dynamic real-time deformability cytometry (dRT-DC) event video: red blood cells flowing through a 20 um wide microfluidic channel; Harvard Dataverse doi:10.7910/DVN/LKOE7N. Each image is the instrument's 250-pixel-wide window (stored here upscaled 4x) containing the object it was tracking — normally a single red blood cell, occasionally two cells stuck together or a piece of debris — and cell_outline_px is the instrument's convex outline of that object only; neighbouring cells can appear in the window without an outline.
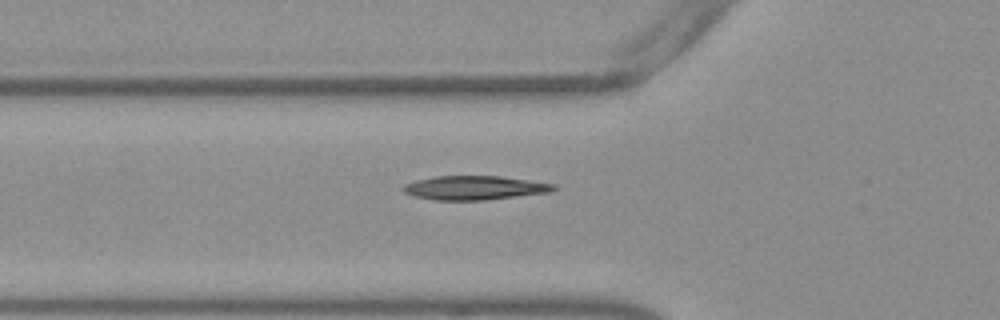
{"species": "Egyptian fruit bat (a non-hibernating species)", "species_latin": "Rousettus aegyptiacus", "temperature_condition": "warm", "stored_images_in_passage": 54, "camera_frame_rate_fps": 3000, "um_per_image_px": 0.085, "frame": {"image": 1, "passage_image": 19, "time_ms": 6.0, "image_size_px": [1000, 320], "cell_outline_px": [[556, 188], [552, 192], [484, 200], [432, 200], [412, 196], [404, 192], [400, 188], [404, 184], [416, 180], [436, 176], [500, 176], [556, 184]], "centroid_in_image_um": [40.3, 15.97], "position_along_channel_um": 85.5, "area_um2": 21.15}}
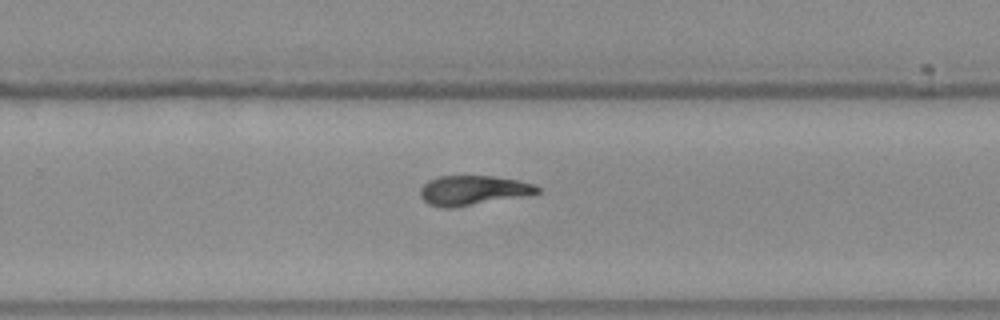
{"frame": {"image": 2, "passage_image": 35, "time_ms": 11.333, "image_size_px": [1000, 320], "cell_outline_px": [[540, 192], [528, 196], [452, 208], [444, 208], [428, 204], [420, 196], [420, 188], [428, 180], [440, 176], [492, 176], [516, 180], [536, 184], [540, 188]], "centroid_in_image_um": [40.23, 16.19], "position_along_channel_um": 289.6, "area_um2": 20.4}}
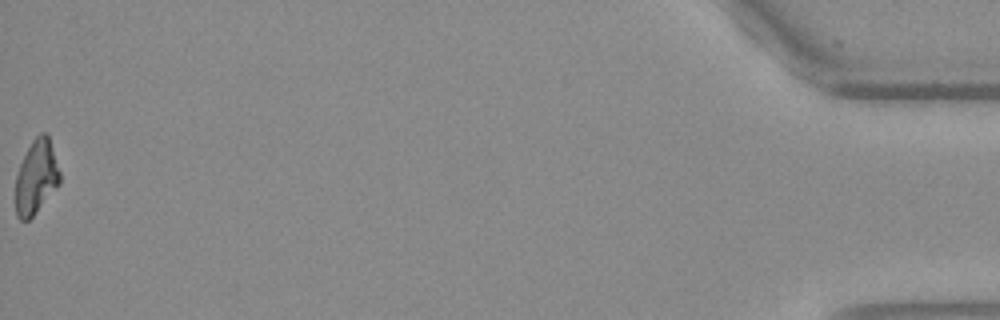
{"frame": {"image": 3, "passage_image": 54, "time_ms": 17.667, "image_size_px": [1000, 320], "cell_outline_px": [[60, 184], [32, 216], [28, 220], [20, 220], [16, 216], [16, 176], [20, 164], [32, 140], [40, 132], [48, 132], [60, 172]], "centroid_in_image_um": [3.09, 15.02], "position_along_channel_um": 432.1, "area_um2": 19.02}, "authors_computed_cell_mechanics": {"area_um2": 19.8543, "velocity_mm_per_s": 3.8102, "shape_relaxation_time_tau1_ms": 10.2543, "shape_relaxation_time_tau2_ms": 2.5939, "deformation_change_tau1": 0.2746, "deformation_change_tau2": 0.0928}}